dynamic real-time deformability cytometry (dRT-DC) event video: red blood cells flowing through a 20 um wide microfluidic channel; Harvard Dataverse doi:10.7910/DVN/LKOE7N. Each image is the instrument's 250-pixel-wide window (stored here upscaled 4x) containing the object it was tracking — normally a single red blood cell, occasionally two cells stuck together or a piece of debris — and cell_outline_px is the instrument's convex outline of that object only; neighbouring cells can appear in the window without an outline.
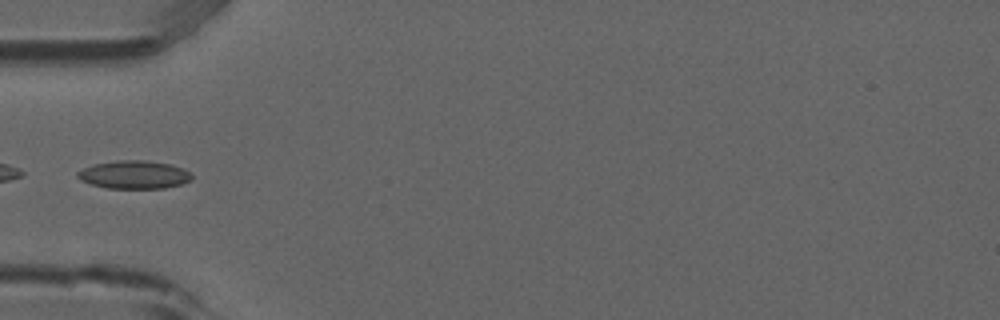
{"species": "common noctule bat (a hibernating species)", "species_latin": "Nyctalus noctula", "temperature_condition": "room temperature", "stored_images_in_passage": 35, "camera_frame_rate_fps": 3000, "um_per_image_px": 0.085, "animal": {"sex": "male", "forearm_length_mm": 52.5}, "frame": {"image": 1, "passage_image": 1, "time_ms": 0.0, "image_size_px": [1000, 320], "cell_outline_px": [[192, 180], [180, 184], [164, 188], [108, 188], [92, 184], [80, 180], [76, 176], [76, 172], [92, 164], [116, 160], [144, 160], [172, 164], [184, 168], [192, 176]], "centroid_in_image_um": [11.39, 14.83], "position_along_channel_um": 73.6, "area_um2": 18.79}}
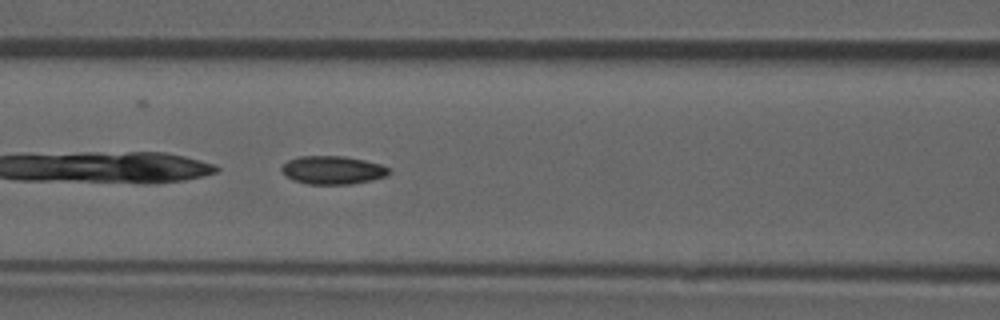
{"frame": {"image": 2, "passage_image": 6, "time_ms": 1.667, "image_size_px": [1000, 320], "cell_outline_px": [[392, 172], [388, 176], [372, 180], [348, 184], [308, 184], [292, 180], [284, 176], [280, 168], [288, 160], [300, 156], [344, 156], [364, 160], [380, 164], [392, 168]], "centroid_in_image_um": [28.3, 14.46], "position_along_channel_um": 138.3, "area_um2": 17.92}}